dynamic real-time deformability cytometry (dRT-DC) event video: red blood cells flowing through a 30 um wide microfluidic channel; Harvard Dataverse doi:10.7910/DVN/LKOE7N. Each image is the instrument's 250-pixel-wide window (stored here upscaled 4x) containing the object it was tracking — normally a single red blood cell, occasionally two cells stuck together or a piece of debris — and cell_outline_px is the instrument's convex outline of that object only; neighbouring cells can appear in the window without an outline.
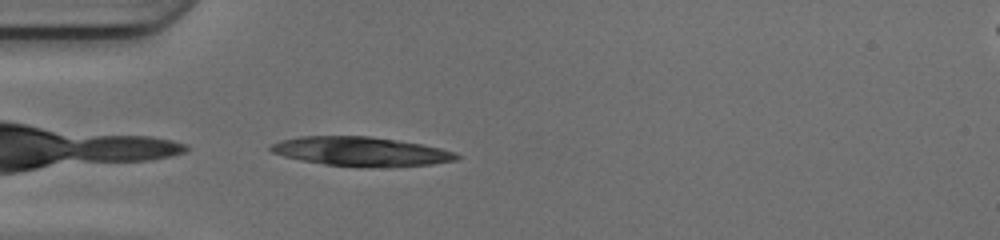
{"species": "common noctule bat (a hibernating species)", "species_latin": "Nyctalus noctula", "temperature_condition": "cold", "stored_images_in_passage": 36, "camera_frame_rate_fps": 3000, "um_per_image_px": 0.085, "animal": {"sex": "female", "body_mass_g": 17.0, "forearm_length_mm": 48.0}, "frame": {"image": 1, "passage_image": 1, "time_ms": 0.0, "image_size_px": [1000, 240], "cell_outline_px": [[460, 156], [456, 160], [432, 164], [384, 168], [368, 168], [324, 164], [300, 160], [284, 156], [272, 152], [268, 148], [272, 144], [280, 140], [300, 136], [368, 136], [420, 144], [440, 148], [456, 152]], "centroid_in_image_um": [30.68, 12.89], "position_along_channel_um": 54.3, "area_um2": 31.79}}
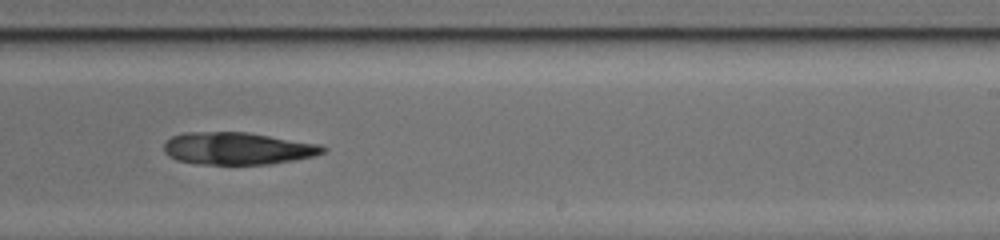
{"frame": {"image": 2, "passage_image": 17, "time_ms": 5.333, "image_size_px": [1000, 240], "cell_outline_px": [[328, 148], [324, 152], [312, 156], [272, 164], [196, 164], [176, 160], [168, 156], [164, 152], [164, 144], [172, 136], [184, 132], [248, 132], [320, 144]], "centroid_in_image_um": [20.17, 12.61], "position_along_channel_um": 268.8, "area_um2": 30.0}}
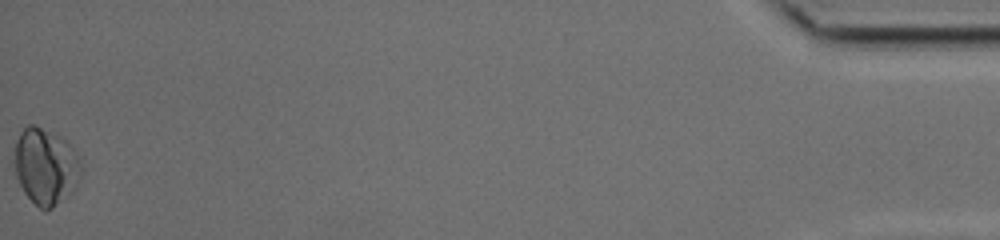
{"frame": {"image": 3, "passage_image": 36, "time_ms": 11.667, "image_size_px": [1000, 240], "cell_outline_px": [[84, 168], [76, 188], [72, 192], [48, 212], [44, 212], [24, 192], [16, 176], [12, 164], [12, 160], [16, 140], [20, 132], [28, 124], [36, 124], [60, 136], [72, 148], [80, 160]], "centroid_in_image_um": [3.87, 14.14], "position_along_channel_um": 431.3, "area_um2": 30.35}}